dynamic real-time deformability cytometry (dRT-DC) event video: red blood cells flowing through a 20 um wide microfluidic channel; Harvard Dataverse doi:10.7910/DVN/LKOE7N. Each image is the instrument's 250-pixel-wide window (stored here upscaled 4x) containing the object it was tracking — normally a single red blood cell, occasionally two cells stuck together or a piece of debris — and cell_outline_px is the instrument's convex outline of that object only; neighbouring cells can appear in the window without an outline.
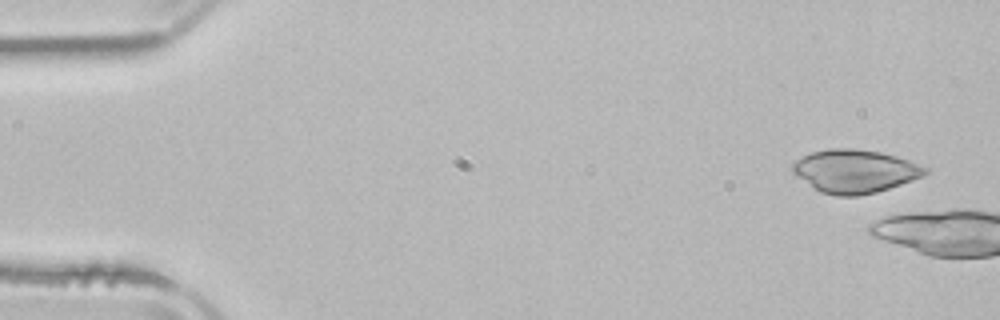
{"species": "common noctule bat (a hibernating species)", "species_latin": "Nyctalus noctula", "temperature_condition": "room temperature", "stored_images_in_passage": 3, "camera_frame_rate_fps": 3000, "um_per_image_px": 0.085, "animal": {"sex": "male", "body_mass_g": 21.5, "forearm_length_mm": 52.0}, "frame": {"image": 1, "passage_image": 1, "time_ms": 0.0, "image_size_px": [1000, 320], "cell_outline_px": [[928, 172], [924, 176], [876, 192], [856, 196], [836, 196], [820, 192], [792, 172], [792, 164], [796, 160], [812, 152], [828, 148], [852, 148], [880, 152], [896, 156], [908, 160], [928, 168]], "centroid_in_image_um": [72.66, 14.55], "position_along_channel_um": 12.3, "area_um2": 33.18}}